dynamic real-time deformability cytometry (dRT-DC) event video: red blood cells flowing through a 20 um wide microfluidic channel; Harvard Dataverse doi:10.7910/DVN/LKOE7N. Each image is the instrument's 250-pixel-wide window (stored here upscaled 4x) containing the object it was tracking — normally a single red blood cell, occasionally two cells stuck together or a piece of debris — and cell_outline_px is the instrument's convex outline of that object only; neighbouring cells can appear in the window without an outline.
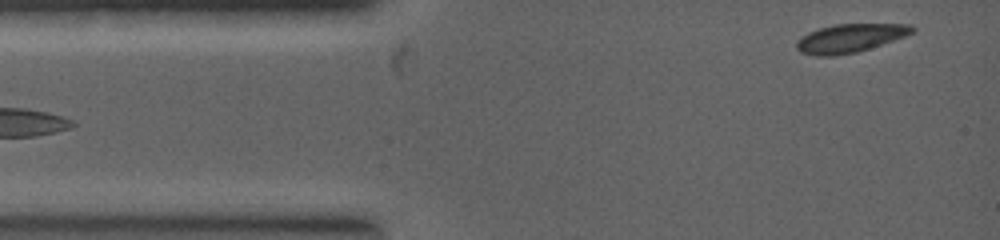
{"species": "common noctule bat (a hibernating species)", "species_latin": "Nyctalus noctula", "temperature_condition": "warm", "stored_images_in_passage": 5, "camera_frame_rate_fps": 5000, "um_per_image_px": 0.085, "animal": {"sex": "female", "body_mass_g": 19.0, "forearm_length_mm": 53.3}, "frame": {"image": 1, "passage_image": 1, "time_ms": 0.0, "image_size_px": [1000, 240], "cell_outline_px": [[916, 28], [912, 32], [904, 36], [856, 52], [832, 56], [816, 56], [800, 52], [796, 48], [796, 40], [800, 36], [808, 32], [820, 28], [836, 24], [912, 24]], "centroid_in_image_um": [72.19, 3.24], "position_along_channel_um": 12.8, "area_um2": 19.02}}
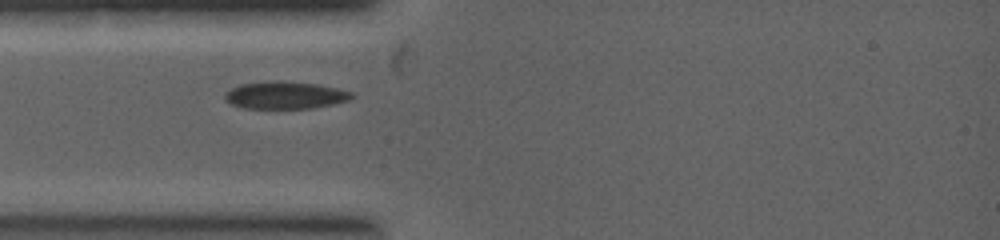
{"frame": {"image": 2, "passage_image": 4, "time_ms": 1.6, "image_size_px": [1000, 240], "cell_outline_px": [[352, 96], [348, 100], [332, 104], [308, 108], [244, 108], [232, 104], [224, 96], [232, 88], [240, 84], [276, 80], [316, 84], [336, 88], [352, 92]], "centroid_in_image_um": [24.23, 8.08], "position_along_channel_um": 60.8, "area_um2": 19.77}}